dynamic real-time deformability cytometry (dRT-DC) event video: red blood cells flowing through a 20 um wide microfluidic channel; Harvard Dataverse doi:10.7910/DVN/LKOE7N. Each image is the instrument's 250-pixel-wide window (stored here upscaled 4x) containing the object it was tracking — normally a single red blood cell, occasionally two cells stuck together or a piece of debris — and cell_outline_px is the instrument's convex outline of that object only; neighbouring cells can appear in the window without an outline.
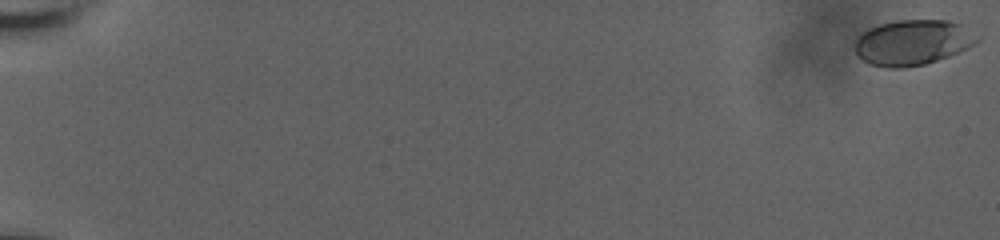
{"species": "human", "species_latin": "Homo sapiens", "temperature_condition": "room temperature", "stored_images_in_passage": 60, "camera_frame_rate_fps": 3000, "um_per_image_px": 0.085, "donor": {"sex": "male"}, "frame": {"image": 1, "passage_image": 1, "time_ms": 0.0, "image_size_px": [1000, 240], "cell_outline_px": [[980, 40], [968, 48], [948, 56], [924, 64], [900, 68], [888, 68], [868, 64], [856, 56], [856, 36], [868, 28], [880, 24], [896, 20], [948, 20], [960, 24], [980, 36]], "centroid_in_image_um": [77.56, 3.61], "position_along_channel_um": 7.4, "area_um2": 32.48}}
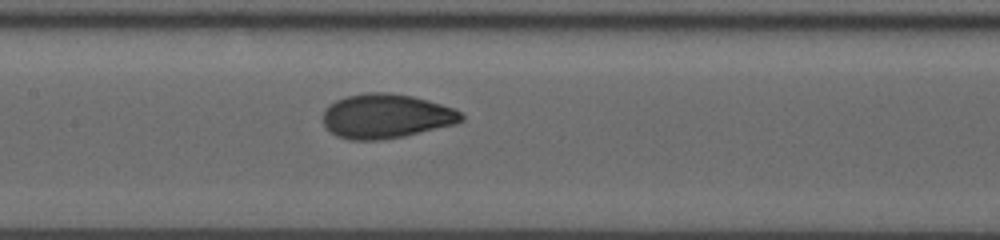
{"frame": {"image": 2, "passage_image": 33, "time_ms": 10.667, "image_size_px": [1000, 240], "cell_outline_px": [[464, 120], [456, 124], [404, 136], [380, 140], [352, 140], [336, 136], [324, 124], [324, 108], [328, 104], [344, 96], [364, 92], [392, 92], [412, 96], [428, 100], [452, 108], [460, 112], [464, 116]], "centroid_in_image_um": [32.81, 9.86], "position_along_channel_um": 174.6, "area_um2": 35.95}}
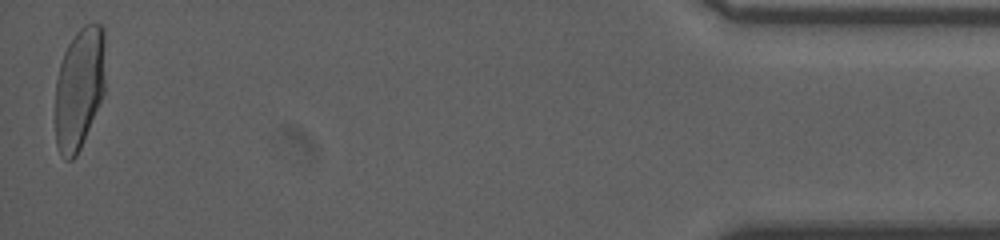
{"frame": {"image": 3, "passage_image": 60, "time_ms": 19.667, "image_size_px": [1000, 240], "cell_outline_px": [[104, 92], [80, 148], [76, 156], [72, 160], [64, 160], [60, 156], [56, 144], [56, 80], [60, 64], [64, 52], [68, 44], [76, 32], [84, 24], [100, 24], [104, 28]], "centroid_in_image_um": [6.73, 7.5], "position_along_channel_um": 428.5, "area_um2": 35.43}, "authors_computed_cell_mechanics": {"area_um2": 34.7378, "velocity_mm_per_s": 3.7126, "shape_relaxation_time_tau1_ms": 4.878, "shape_relaxation_time_tau2_ms": null, "deformation_change_tau1": 0.1868, "deformation_change_tau2": null}}